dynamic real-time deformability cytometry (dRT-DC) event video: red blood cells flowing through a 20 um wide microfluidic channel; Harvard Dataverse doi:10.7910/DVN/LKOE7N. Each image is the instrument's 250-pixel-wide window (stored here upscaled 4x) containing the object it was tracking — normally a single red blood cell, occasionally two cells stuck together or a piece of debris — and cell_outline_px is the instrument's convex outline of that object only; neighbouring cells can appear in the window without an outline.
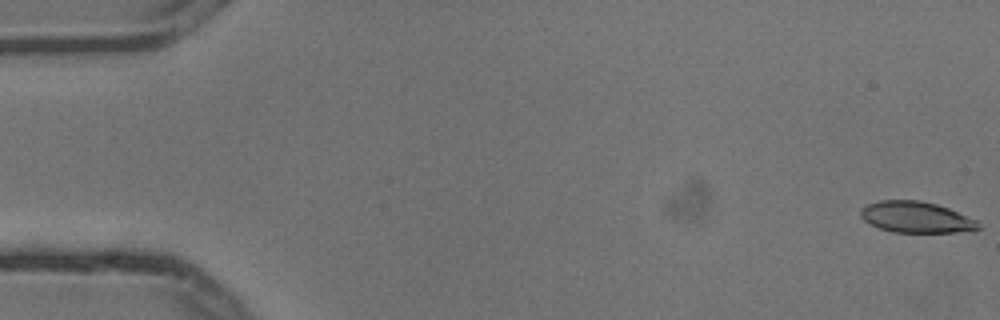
{"species": "common noctule bat (a hibernating species)", "species_latin": "Nyctalus noctula", "temperature_condition": "cold", "stored_images_in_passage": 6, "camera_frame_rate_fps": 3000, "um_per_image_px": 0.085, "animal": {"sex": "male", "body_mass_g": 13.3}, "frame": {"image": 1, "passage_image": 1, "time_ms": 0.0, "image_size_px": [1000, 320], "cell_outline_px": [[980, 228], [956, 232], [892, 232], [868, 224], [860, 216], [860, 212], [868, 204], [880, 200], [920, 200], [936, 204], [948, 208], [976, 220], [980, 224]], "centroid_in_image_um": [77.84, 18.46], "position_along_channel_um": 7.2, "area_um2": 21.15}}